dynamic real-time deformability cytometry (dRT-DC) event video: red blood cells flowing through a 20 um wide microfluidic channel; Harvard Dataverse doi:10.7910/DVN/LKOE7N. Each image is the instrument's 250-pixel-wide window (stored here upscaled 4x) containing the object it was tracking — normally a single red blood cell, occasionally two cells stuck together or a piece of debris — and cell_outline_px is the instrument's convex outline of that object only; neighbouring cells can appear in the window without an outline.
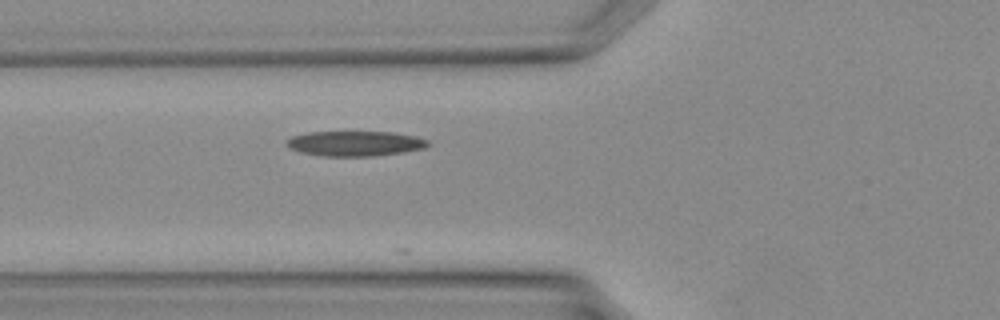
{"species": "Egyptian fruit bat (a non-hibernating species)", "species_latin": "Rousettus aegyptiacus", "temperature_condition": "warm", "stored_images_in_passage": 6, "camera_frame_rate_fps": 3000, "um_per_image_px": 0.085, "animal": {"sex": "female"}, "frame": {"image": 1, "passage_image": 3, "time_ms": 0.667, "image_size_px": [1000, 320], "cell_outline_px": [[432, 144], [424, 148], [400, 152], [372, 156], [324, 156], [300, 152], [284, 144], [284, 140], [292, 136], [308, 132], [392, 132], [416, 136], [428, 140]], "centroid_in_image_um": [30.16, 12.19], "position_along_channel_um": 95.6, "area_um2": 20.63}}
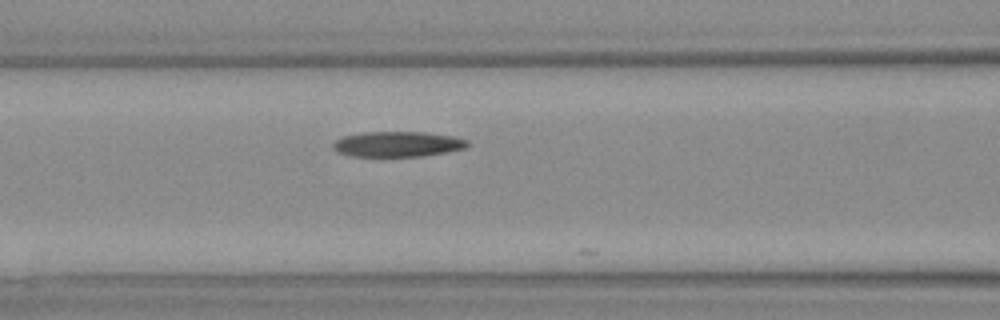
{"frame": {"image": 2, "passage_image": 5, "time_ms": 1.333, "image_size_px": [1000, 320], "cell_outline_px": [[468, 144], [464, 148], [444, 152], [420, 156], [352, 156], [336, 152], [332, 148], [332, 144], [336, 140], [344, 136], [364, 132], [428, 132], [452, 136], [468, 140]], "centroid_in_image_um": [33.75, 12.24], "position_along_channel_um": 132.8, "area_um2": 19.71}}